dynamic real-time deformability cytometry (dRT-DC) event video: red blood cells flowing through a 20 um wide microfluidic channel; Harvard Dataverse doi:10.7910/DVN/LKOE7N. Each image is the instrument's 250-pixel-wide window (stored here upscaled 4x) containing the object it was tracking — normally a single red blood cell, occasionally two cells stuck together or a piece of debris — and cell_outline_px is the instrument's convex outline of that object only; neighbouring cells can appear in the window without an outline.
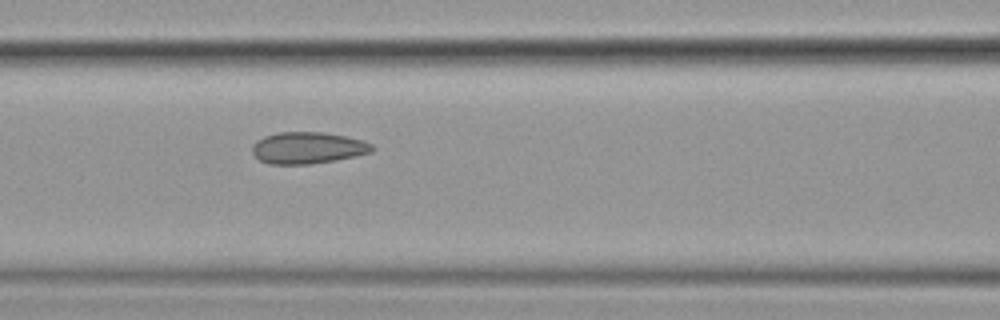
{"species": "common noctule bat (a hibernating species)", "species_latin": "Nyctalus noctula", "temperature_condition": "cold", "stored_images_in_passage": 7, "camera_frame_rate_fps": 3000, "um_per_image_px": 0.085, "animal": {"sex": "female", "body_mass_g": 19.9}, "frame": {"image": 1, "passage_image": 7, "time_ms": 2.0, "image_size_px": [1000, 320], "cell_outline_px": [[376, 148], [372, 152], [356, 156], [336, 160], [308, 164], [268, 164], [260, 160], [252, 152], [252, 144], [256, 140], [264, 136], [280, 132], [320, 132], [344, 136], [364, 140], [372, 144]], "centroid_in_image_um": [26.17, 12.57], "position_along_channel_um": 140.4, "area_um2": 22.2}}